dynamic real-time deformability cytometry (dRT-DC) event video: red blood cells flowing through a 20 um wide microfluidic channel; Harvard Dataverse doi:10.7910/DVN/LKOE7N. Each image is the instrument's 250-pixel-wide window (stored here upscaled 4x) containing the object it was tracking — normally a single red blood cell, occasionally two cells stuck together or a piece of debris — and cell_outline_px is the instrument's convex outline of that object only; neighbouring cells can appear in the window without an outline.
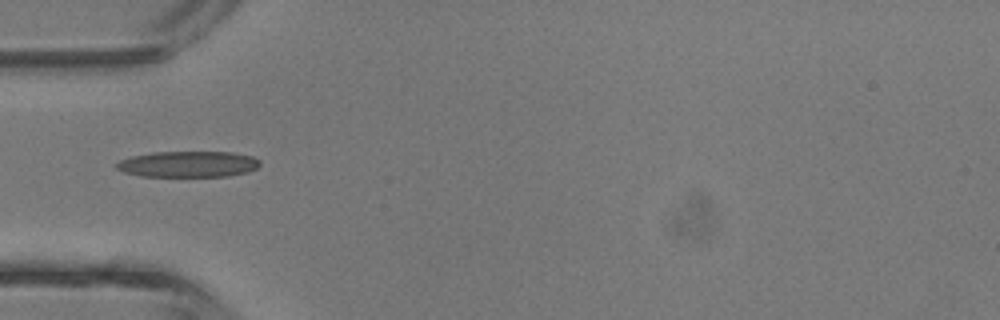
{"species": "common noctule bat (a hibernating species)", "species_latin": "Nyctalus noctula", "temperature_condition": "room temperature", "stored_images_in_passage": 24, "camera_frame_rate_fps": 3000, "um_per_image_px": 0.085, "animal": {"sex": "male", "body_mass_g": 13.3}, "frame": {"image": 1, "passage_image": 1, "time_ms": 0.0, "image_size_px": [1000, 320], "cell_outline_px": [[260, 164], [256, 168], [248, 172], [228, 176], [140, 176], [124, 172], [116, 168], [116, 164], [120, 160], [132, 156], [152, 152], [232, 152], [252, 156], [260, 160]], "centroid_in_image_um": [16.0, 13.95], "position_along_channel_um": 69.0, "area_um2": 21.73}}
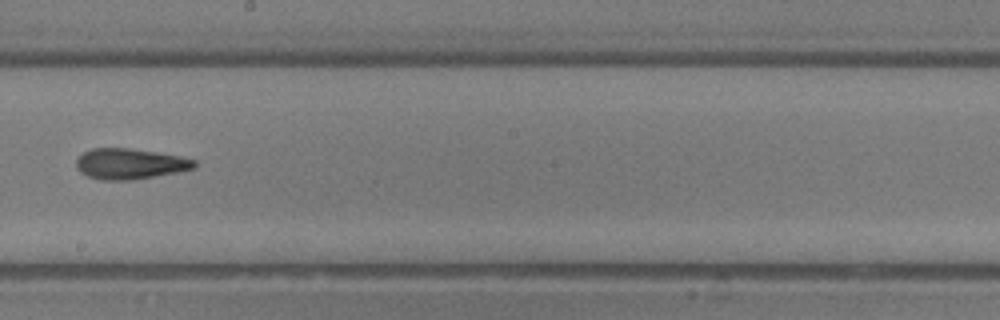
{"frame": {"image": 2, "passage_image": 11, "time_ms": 3.333, "image_size_px": [1000, 320], "cell_outline_px": [[196, 168], [176, 172], [128, 180], [100, 180], [88, 176], [80, 172], [76, 168], [76, 160], [84, 152], [92, 148], [128, 148], [156, 152], [180, 156], [196, 160]], "centroid_in_image_um": [11.02, 13.92], "position_along_channel_um": 237.2, "area_um2": 20.92}}
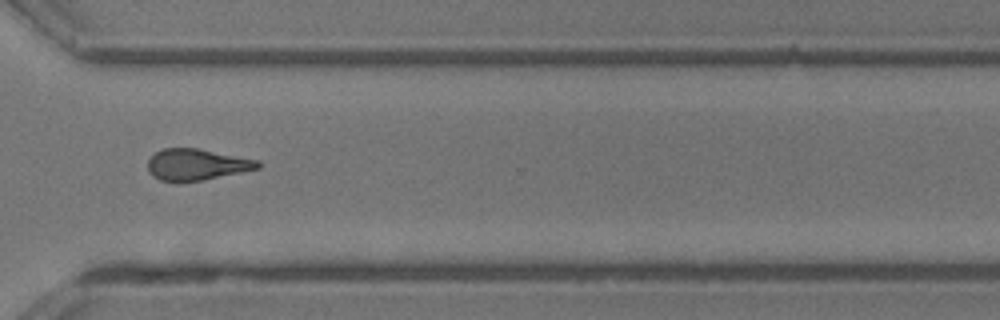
{"frame": {"image": 3, "passage_image": 18, "time_ms": 5.667, "image_size_px": [1000, 320], "cell_outline_px": [[260, 168], [204, 180], [160, 180], [152, 176], [148, 172], [148, 160], [156, 152], [164, 148], [196, 148], [260, 160]], "centroid_in_image_um": [16.73, 13.97], "position_along_channel_um": 353.9, "area_um2": 19.83}}